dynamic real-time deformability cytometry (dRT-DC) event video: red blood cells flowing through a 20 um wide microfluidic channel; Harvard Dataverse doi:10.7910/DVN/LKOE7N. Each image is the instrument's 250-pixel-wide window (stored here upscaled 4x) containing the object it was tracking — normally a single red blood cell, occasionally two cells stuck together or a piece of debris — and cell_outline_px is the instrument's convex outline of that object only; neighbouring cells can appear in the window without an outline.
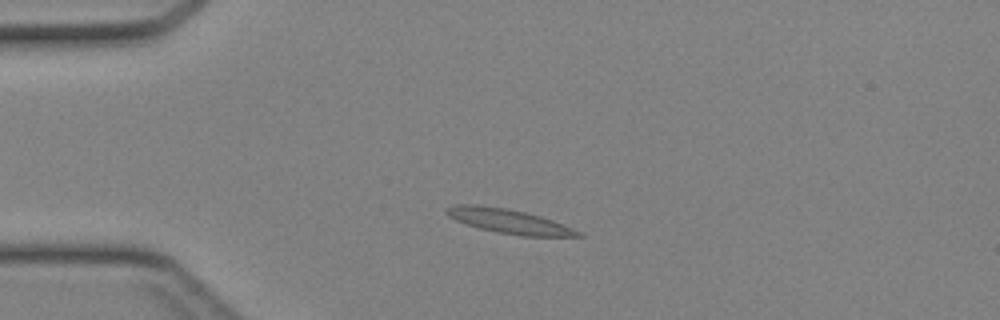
{"species": "Egyptian fruit bat (a non-hibernating species)", "species_latin": "Rousettus aegyptiacus", "temperature_condition": "cold", "stored_images_in_passage": 41, "camera_frame_rate_fps": 3000, "um_per_image_px": 0.085, "animal": {"sex": "female"}, "frame": {"image": 1, "passage_image": 8, "time_ms": 2.333, "image_size_px": [1000, 320], "cell_outline_px": [[584, 236], [520, 236], [496, 232], [464, 224], [448, 216], [444, 212], [444, 208], [456, 204], [476, 204], [504, 208], [524, 212], [540, 216], [552, 220], [584, 232]], "centroid_in_image_um": [43.23, 18.8], "position_along_channel_um": 41.8, "area_um2": 18.79}}
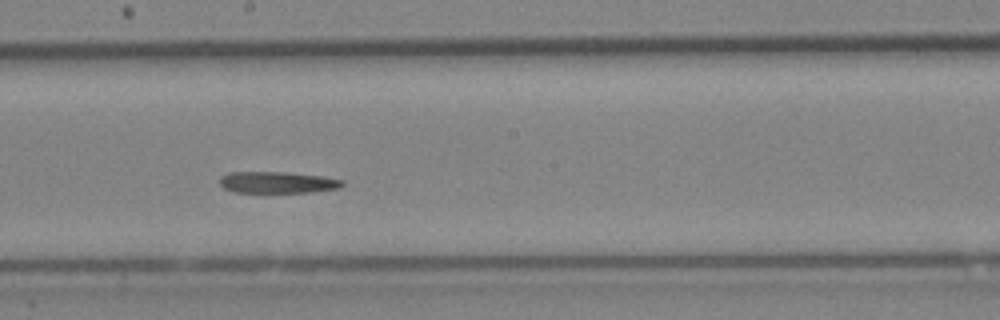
{"frame": {"image": 2, "passage_image": 22, "time_ms": 7.0, "image_size_px": [1000, 320], "cell_outline_px": [[344, 184], [340, 188], [312, 192], [232, 192], [224, 188], [220, 184], [220, 176], [228, 172], [284, 172], [324, 176], [344, 180]], "centroid_in_image_um": [23.59, 15.5], "position_along_channel_um": 224.6, "area_um2": 15.49}}
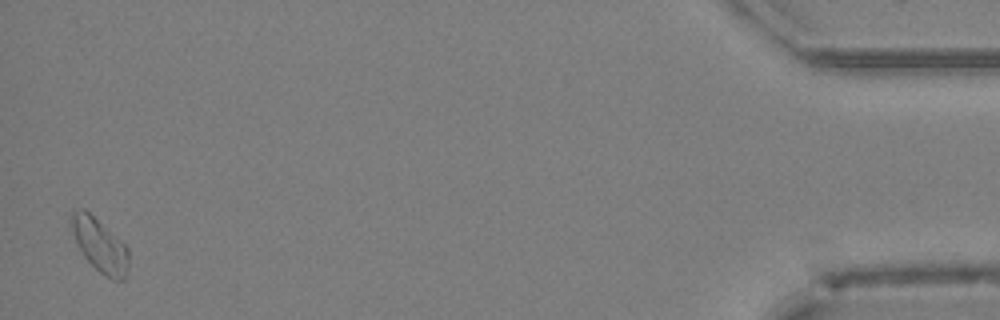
{"frame": {"image": 3, "passage_image": 41, "time_ms": 13.333, "image_size_px": [1000, 320], "cell_outline_px": [[128, 272], [124, 280], [112, 280], [104, 276], [84, 256], [72, 232], [72, 212], [80, 208], [84, 208], [120, 240], [128, 248]], "centroid_in_image_um": [8.52, 20.88], "position_along_channel_um": 426.7, "area_um2": 17.4}}